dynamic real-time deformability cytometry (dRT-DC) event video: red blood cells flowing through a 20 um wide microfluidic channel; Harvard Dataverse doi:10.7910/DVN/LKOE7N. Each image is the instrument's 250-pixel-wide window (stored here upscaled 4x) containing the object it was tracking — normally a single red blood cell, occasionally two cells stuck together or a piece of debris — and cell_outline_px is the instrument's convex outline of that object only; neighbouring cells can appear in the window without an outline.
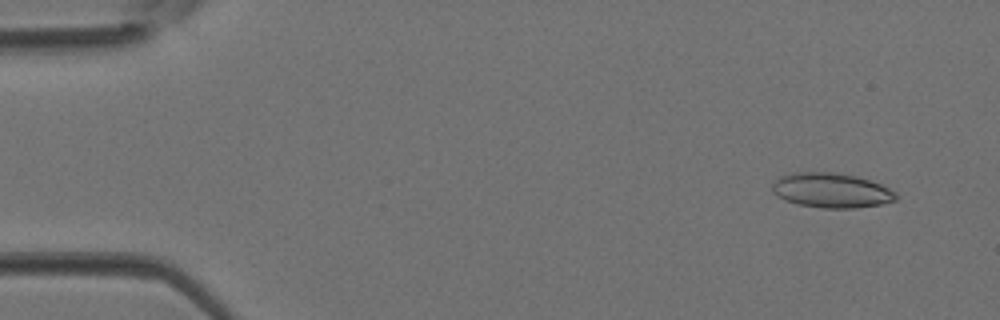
{"species": "Egyptian fruit bat (a non-hibernating species)", "species_latin": "Rousettus aegyptiacus", "temperature_condition": "room temperature", "stored_images_in_passage": 4, "camera_frame_rate_fps": 3000, "um_per_image_px": 0.085, "animal": {"sex": "female"}, "frame": {"image": 1, "passage_image": 4, "time_ms": 1.0, "image_size_px": [1000, 320], "cell_outline_px": [[896, 200], [880, 204], [856, 208], [824, 208], [796, 204], [784, 200], [776, 196], [772, 192], [772, 184], [780, 176], [792, 172], [836, 172], [856, 176], [880, 184], [896, 192]], "centroid_in_image_um": [70.62, 16.18], "position_along_channel_um": 14.4, "area_um2": 25.14}}